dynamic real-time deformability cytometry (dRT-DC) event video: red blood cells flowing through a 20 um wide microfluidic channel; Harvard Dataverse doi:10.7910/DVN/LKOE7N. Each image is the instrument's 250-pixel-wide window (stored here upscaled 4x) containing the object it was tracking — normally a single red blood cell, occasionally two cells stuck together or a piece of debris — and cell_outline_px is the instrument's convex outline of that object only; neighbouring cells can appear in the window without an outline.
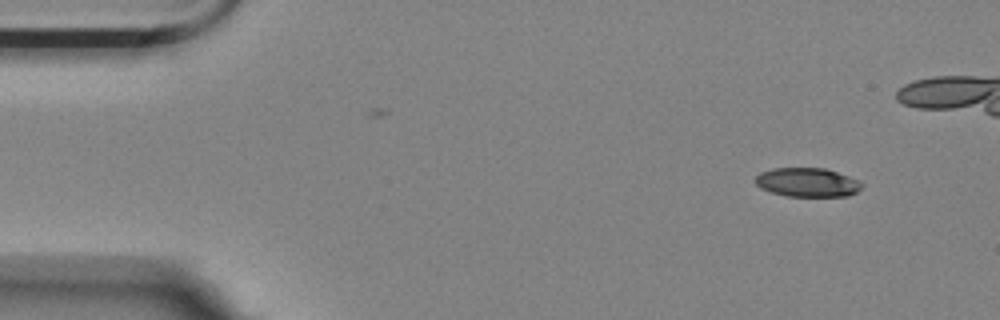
{"species": "Egyptian fruit bat (a non-hibernating species)", "species_latin": "Rousettus aegyptiacus", "temperature_condition": "room temperature", "stored_images_in_passage": 5, "camera_frame_rate_fps": 3000, "um_per_image_px": 0.085, "animal": {"sex": "female"}, "frame": {"image": 1, "passage_image": 1, "time_ms": 0.0, "image_size_px": [1000, 320], "cell_outline_px": [[864, 184], [856, 192], [848, 196], [788, 196], [772, 192], [760, 188], [756, 184], [756, 176], [760, 172], [772, 168], [824, 168], [848, 176]], "centroid_in_image_um": [68.6, 15.5], "position_along_channel_um": 16.4, "area_um2": 17.8}}